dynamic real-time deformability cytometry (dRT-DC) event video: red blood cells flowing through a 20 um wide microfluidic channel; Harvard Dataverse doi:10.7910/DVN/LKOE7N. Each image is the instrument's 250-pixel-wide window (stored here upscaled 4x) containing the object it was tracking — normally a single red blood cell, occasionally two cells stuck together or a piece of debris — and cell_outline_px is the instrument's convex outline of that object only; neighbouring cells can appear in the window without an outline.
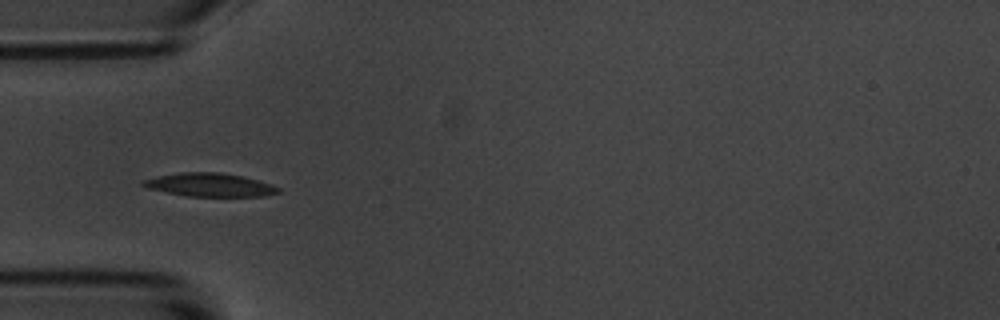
{"species": "common noctule bat (a hibernating species)", "species_latin": "Nyctalus noctula", "temperature_condition": "room temperature", "stored_images_in_passage": 7, "camera_frame_rate_fps": 3000, "um_per_image_px": 0.085, "animal": {"sex": "male", "body_mass_g": 20.1, "forearm_length_mm": 53.5}, "frame": {"image": 1, "passage_image": 4, "time_ms": 3.333, "image_size_px": [1000, 320], "cell_outline_px": [[280, 192], [264, 196], [188, 196], [148, 188], [140, 184], [140, 180], [156, 176], [180, 172], [220, 172], [240, 176], [272, 184], [280, 188]], "centroid_in_image_um": [17.8, 15.7], "position_along_channel_um": 67.2, "area_um2": 18.32}}
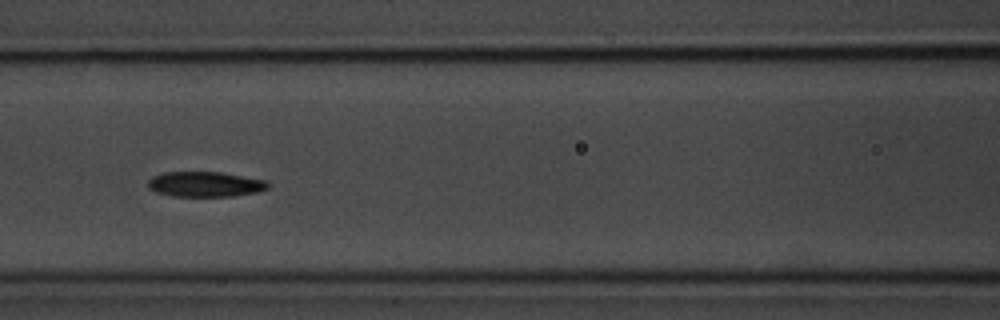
{"frame": {"image": 2, "passage_image": 6, "time_ms": 5.667, "image_size_px": [1000, 320], "cell_outline_px": [[268, 188], [256, 192], [236, 196], [172, 196], [156, 192], [148, 188], [148, 180], [152, 176], [164, 172], [220, 172], [264, 180], [268, 184]], "centroid_in_image_um": [17.39, 15.66], "position_along_channel_um": 149.2, "area_um2": 17.51}}
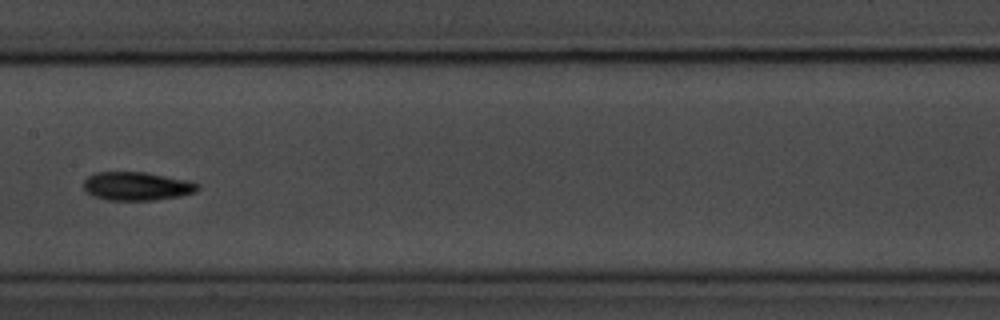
{"frame": {"image": 3, "passage_image": 7, "time_ms": 7.0, "image_size_px": [1000, 320], "cell_outline_px": [[200, 188], [196, 192], [180, 196], [156, 200], [108, 200], [92, 196], [84, 192], [84, 180], [88, 176], [96, 172], [144, 172], [188, 180], [200, 184]], "centroid_in_image_um": [11.63, 15.83], "position_along_channel_um": 195.8, "area_um2": 19.13}}